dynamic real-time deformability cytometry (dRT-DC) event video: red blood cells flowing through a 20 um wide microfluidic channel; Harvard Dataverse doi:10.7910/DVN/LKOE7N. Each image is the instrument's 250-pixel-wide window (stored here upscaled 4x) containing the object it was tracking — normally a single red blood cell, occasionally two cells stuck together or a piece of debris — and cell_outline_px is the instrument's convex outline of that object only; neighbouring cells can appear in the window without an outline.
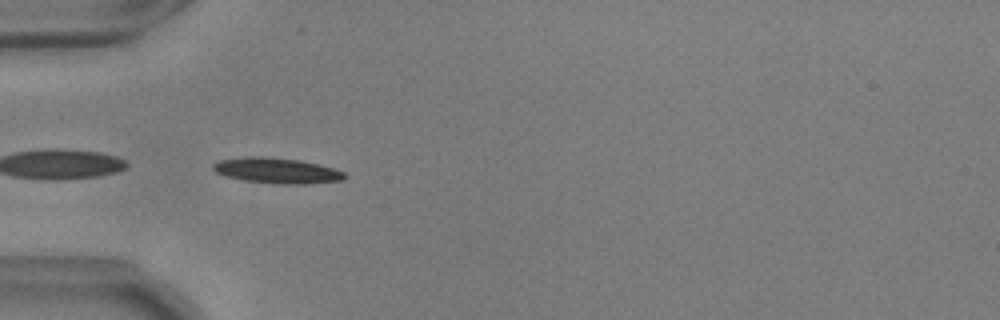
{"species": "common noctule bat (a hibernating species)", "species_latin": "Nyctalus noctula", "temperature_condition": "warm", "stored_images_in_passage": 39, "camera_frame_rate_fps": 3000, "um_per_image_px": 0.085, "animal": {"sex": "male", "body_mass_g": 17.9, "forearm_length_mm": 54.2}, "frame": {"image": 1, "passage_image": 1, "time_ms": 0.0, "image_size_px": [1000, 320], "cell_outline_px": [[348, 176], [344, 180], [304, 184], [280, 184], [244, 180], [224, 176], [216, 172], [212, 168], [212, 164], [220, 160], [248, 156], [264, 156], [300, 160], [320, 164], [344, 172]], "centroid_in_image_um": [23.54, 14.5], "position_along_channel_um": 61.5, "area_um2": 19.65}}
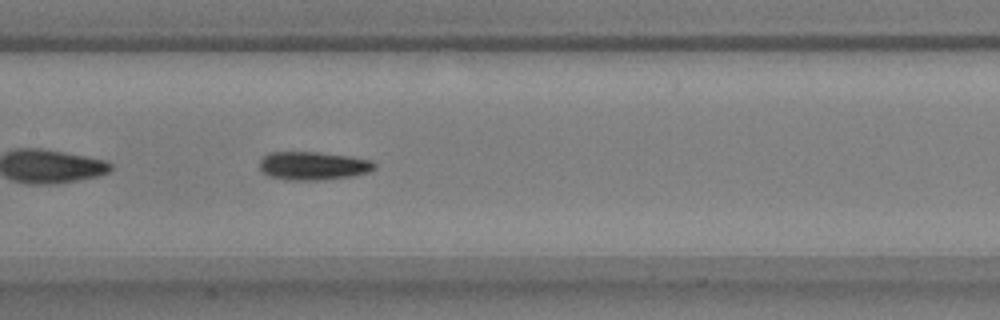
{"frame": {"image": 2, "passage_image": 11, "time_ms": 3.333, "image_size_px": [1000, 320], "cell_outline_px": [[376, 168], [368, 172], [352, 176], [324, 180], [284, 180], [268, 176], [260, 172], [260, 160], [268, 152], [320, 152], [352, 156], [372, 160], [376, 164]], "centroid_in_image_um": [26.61, 14.09], "position_along_channel_um": 180.8, "area_um2": 19.36}}
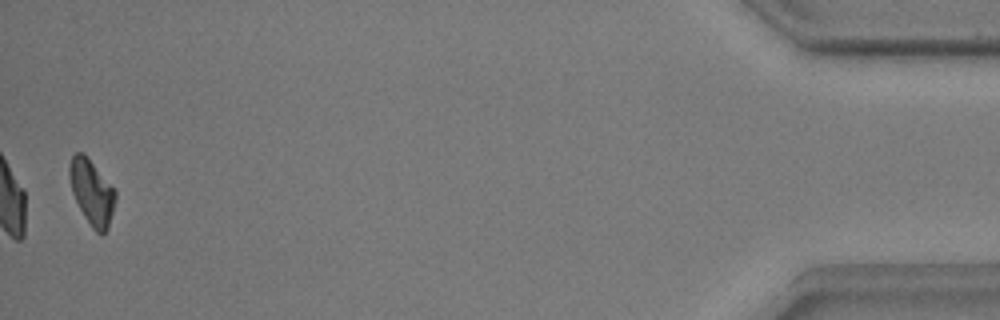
{"frame": {"image": 3, "passage_image": 38, "time_ms": 12.333, "image_size_px": [1000, 320], "cell_outline_px": [[116, 196], [108, 228], [104, 232], [96, 232], [92, 228], [84, 216], [72, 192], [68, 176], [68, 168], [72, 156], [76, 152], [84, 152], [116, 192]], "centroid_in_image_um": [7.77, 16.3], "position_along_channel_um": 427.4, "area_um2": 17.11}, "authors_computed_cell_mechanics": {"area_um2": 18.3804, "velocity_mm_per_s": 3.671, "shape_relaxation_time_tau1_ms": 5.0468, "shape_relaxation_time_tau2_ms": null, "deformation_change_tau1": 0.1607, "deformation_change_tau2": null}}